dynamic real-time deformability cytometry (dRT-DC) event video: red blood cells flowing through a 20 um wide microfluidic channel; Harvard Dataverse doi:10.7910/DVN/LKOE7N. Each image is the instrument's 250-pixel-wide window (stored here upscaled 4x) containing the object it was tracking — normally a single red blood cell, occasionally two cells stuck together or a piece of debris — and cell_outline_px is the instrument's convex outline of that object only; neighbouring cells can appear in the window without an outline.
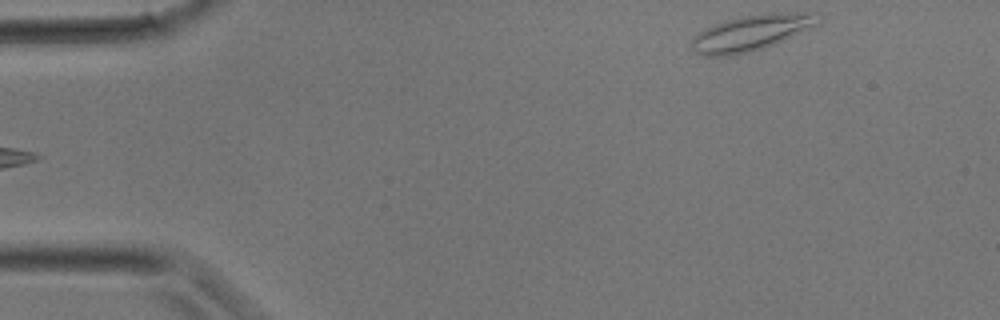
{"species": "common noctule bat (a hibernating species)", "species_latin": "Nyctalus noctula", "temperature_condition": "room temperature", "stored_images_in_passage": 3, "camera_frame_rate_fps": 3000, "um_per_image_px": 0.085, "animal": {"sex": "male", "body_mass_g": 17.9}, "frame": {"image": 1, "passage_image": 3, "time_ms": 0.667, "image_size_px": [1000, 320], "cell_outline_px": [[816, 24], [772, 44], [748, 52], [732, 56], [708, 56], [696, 52], [692, 48], [692, 36], [716, 24], [728, 20], [744, 16], [772, 12], [816, 12]], "centroid_in_image_um": [63.79, 2.78], "position_along_channel_um": 21.2, "area_um2": 25.37}}